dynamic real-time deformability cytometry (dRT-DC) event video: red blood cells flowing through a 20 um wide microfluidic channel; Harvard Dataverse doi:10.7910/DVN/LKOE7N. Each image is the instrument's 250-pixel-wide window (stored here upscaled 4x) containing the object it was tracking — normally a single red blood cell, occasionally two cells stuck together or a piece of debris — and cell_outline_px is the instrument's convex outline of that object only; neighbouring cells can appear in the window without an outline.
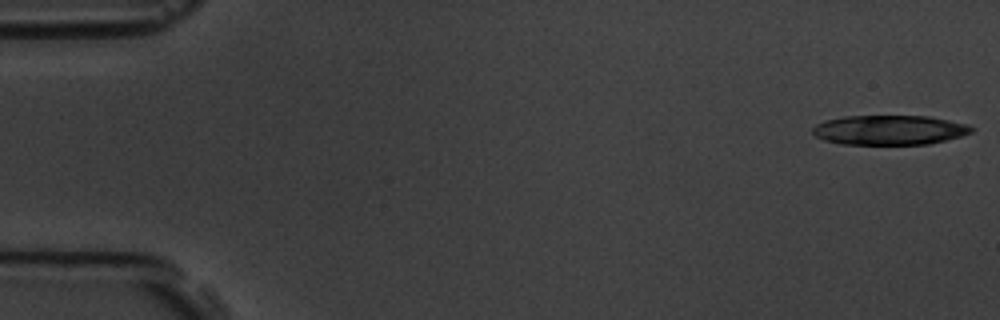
{"species": "common noctule bat (a hibernating species)", "species_latin": "Nyctalus noctula", "temperature_condition": "room temperature", "stored_images_in_passage": 6, "camera_frame_rate_fps": 3000, "um_per_image_px": 0.085, "animal": {"sex": "male", "body_mass_g": 19.5, "forearm_length_mm": 54.6}, "frame": {"image": 1, "passage_image": 1, "time_ms": 0.0, "image_size_px": [1000, 320], "cell_outline_px": [[976, 128], [972, 132], [960, 136], [928, 144], [840, 144], [824, 140], [816, 136], [812, 132], [812, 128], [816, 124], [824, 120], [844, 116], [928, 116], [968, 124]], "centroid_in_image_um": [75.59, 11.04], "position_along_channel_um": 9.4, "area_um2": 27.46}}
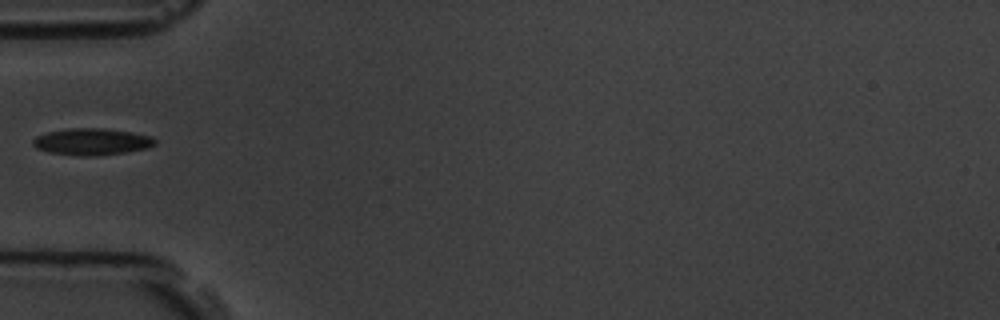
{"frame": {"image": 2, "passage_image": 6, "time_ms": 5.667, "image_size_px": [1000, 320], "cell_outline_px": [[156, 144], [148, 148], [124, 152], [96, 156], [80, 156], [48, 152], [36, 148], [32, 144], [32, 140], [36, 136], [48, 132], [68, 128], [104, 128], [132, 132], [152, 136], [156, 140]], "centroid_in_image_um": [7.81, 12.04], "position_along_channel_um": 77.2, "area_um2": 19.13}}